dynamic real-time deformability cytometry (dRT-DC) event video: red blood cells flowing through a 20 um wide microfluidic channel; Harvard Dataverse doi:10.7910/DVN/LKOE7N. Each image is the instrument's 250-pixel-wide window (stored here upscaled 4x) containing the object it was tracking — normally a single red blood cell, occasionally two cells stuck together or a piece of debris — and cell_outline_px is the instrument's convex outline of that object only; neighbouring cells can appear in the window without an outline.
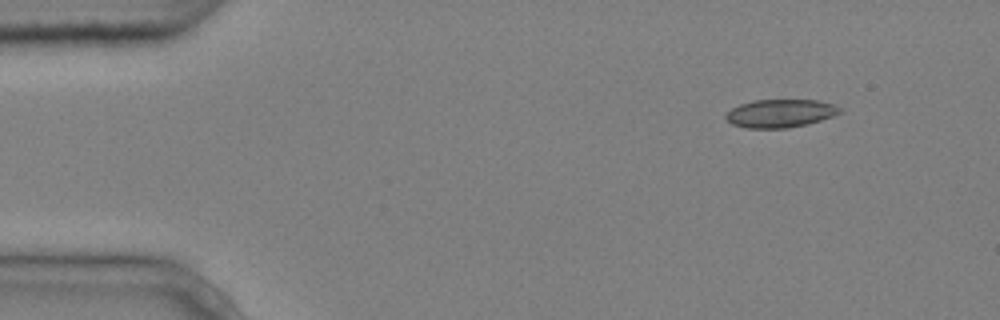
{"species": "common noctule bat (a hibernating species)", "species_latin": "Nyctalus noctula", "temperature_condition": "cold", "stored_images_in_passage": 3, "camera_frame_rate_fps": 3000, "um_per_image_px": 0.085, "animal": {"sex": "male", "body_mass_g": 20.4}, "frame": {"image": 1, "passage_image": 1, "time_ms": 0.0, "image_size_px": [1000, 320], "cell_outline_px": [[844, 112], [808, 124], [788, 128], [744, 128], [732, 124], [724, 116], [732, 108], [740, 104], [752, 100], [816, 100], [836, 104]], "centroid_in_image_um": [66.34, 9.63], "position_along_channel_um": 18.7, "area_um2": 18.79}}
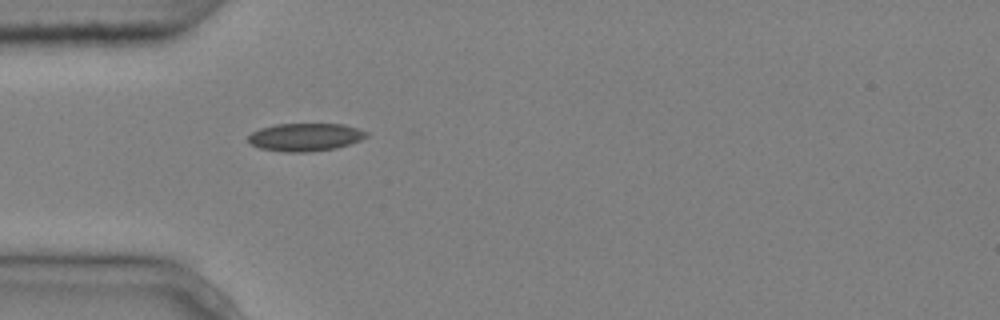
{"frame": {"image": 2, "passage_image": 3, "time_ms": 0.667, "image_size_px": [1000, 320], "cell_outline_px": [[368, 136], [360, 140], [336, 148], [308, 152], [284, 152], [260, 148], [252, 144], [248, 140], [248, 136], [252, 132], [260, 128], [276, 124], [344, 124], [368, 132]], "centroid_in_image_um": [25.94, 11.65], "position_along_channel_um": 59.1, "area_um2": 19.13}}